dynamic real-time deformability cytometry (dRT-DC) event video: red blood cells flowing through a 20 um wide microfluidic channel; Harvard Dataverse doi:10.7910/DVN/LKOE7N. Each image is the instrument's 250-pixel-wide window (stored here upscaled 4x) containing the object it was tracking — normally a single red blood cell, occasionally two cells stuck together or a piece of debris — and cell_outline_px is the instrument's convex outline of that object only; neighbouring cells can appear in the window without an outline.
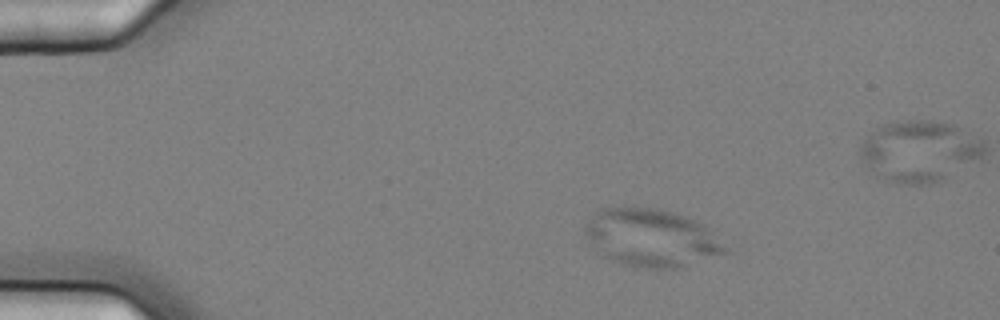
{"species": "common noctule bat (a hibernating species)", "species_latin": "Nyctalus noctula", "temperature_condition": "cold", "stored_images_in_passage": 5, "camera_frame_rate_fps": 3000, "um_per_image_px": 0.085, "animal": {"sex": "female", "body_mass_g": 25.1}, "frame": {"image": 1, "passage_image": 2, "time_ms": 0.333, "image_size_px": [1000, 320], "cell_outline_px": [[732, 252], [684, 268], [644, 268], [624, 264], [612, 260], [604, 256], [588, 240], [584, 232], [584, 224], [600, 208], [660, 208], [684, 216], [704, 224]], "centroid_in_image_um": [55.43, 20.24], "position_along_channel_um": 29.6, "area_um2": 47.34}}